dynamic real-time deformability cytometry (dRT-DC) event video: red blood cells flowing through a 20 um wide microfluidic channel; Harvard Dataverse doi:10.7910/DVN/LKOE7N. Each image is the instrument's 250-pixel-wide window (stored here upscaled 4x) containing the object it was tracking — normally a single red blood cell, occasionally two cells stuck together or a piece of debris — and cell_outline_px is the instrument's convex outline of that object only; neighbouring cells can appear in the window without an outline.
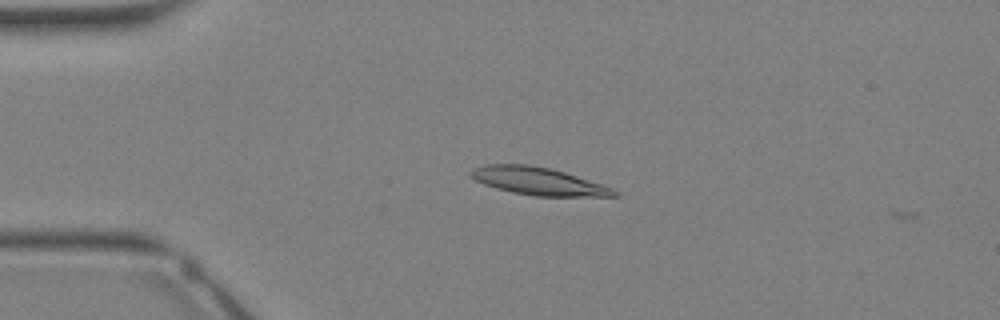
{"species": "Egyptian fruit bat (a non-hibernating species)", "species_latin": "Rousettus aegyptiacus", "temperature_condition": "warm", "stored_images_in_passage": 3, "camera_frame_rate_fps": 3000, "um_per_image_px": 0.085, "animal": {"sex": "female"}, "frame": {"image": 1, "passage_image": 2, "time_ms": 0.333, "image_size_px": [1000, 320], "cell_outline_px": [[620, 196], [536, 196], [512, 192], [496, 188], [484, 184], [476, 180], [468, 172], [472, 168], [484, 164], [528, 164], [552, 168], [612, 188], [620, 192]], "centroid_in_image_um": [45.73, 15.39], "position_along_channel_um": 39.3, "area_um2": 23.0}}